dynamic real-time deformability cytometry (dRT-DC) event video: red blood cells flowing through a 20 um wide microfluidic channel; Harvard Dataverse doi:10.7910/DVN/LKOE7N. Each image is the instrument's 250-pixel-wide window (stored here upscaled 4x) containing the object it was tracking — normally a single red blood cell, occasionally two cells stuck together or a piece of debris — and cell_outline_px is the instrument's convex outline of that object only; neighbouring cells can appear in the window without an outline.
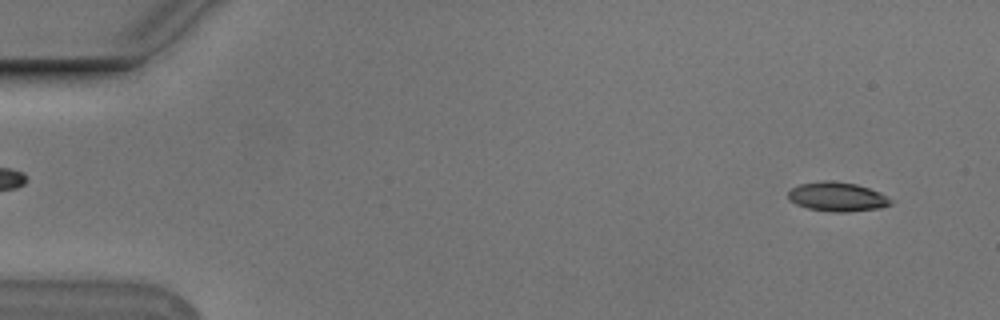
{"species": "Egyptian fruit bat (a non-hibernating species)", "species_latin": "Rousettus aegyptiacus", "temperature_condition": "cold", "stored_images_in_passage": 54, "camera_frame_rate_fps": 3000, "um_per_image_px": 0.085, "animal": {"sex": "male"}, "frame": {"image": 1, "passage_image": 3, "time_ms": 0.667, "image_size_px": [1000, 320], "cell_outline_px": [[896, 200], [892, 204], [880, 208], [848, 212], [832, 212], [808, 208], [796, 204], [788, 196], [788, 192], [792, 188], [800, 184], [824, 180], [832, 180], [856, 184], [880, 192]], "centroid_in_image_um": [71.23, 16.72], "position_along_channel_um": 13.8, "area_um2": 17.57}}
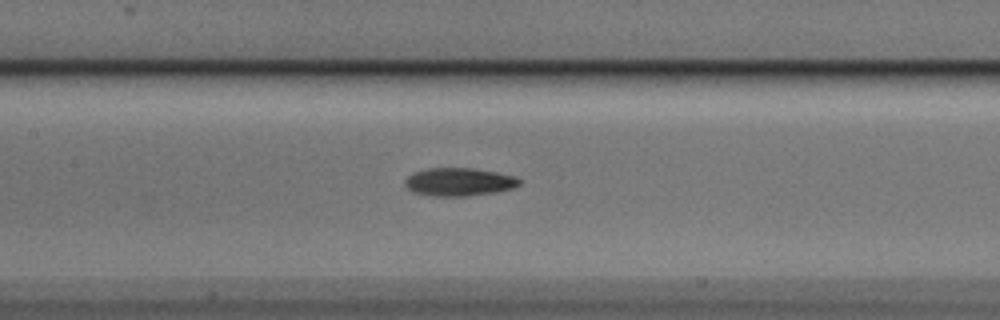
{"frame": {"image": 2, "passage_image": 25, "time_ms": 8.0, "image_size_px": [1000, 320], "cell_outline_px": [[520, 184], [512, 188], [496, 192], [468, 196], [432, 196], [412, 192], [404, 184], [404, 180], [408, 176], [416, 172], [428, 168], [472, 168], [496, 172], [516, 176], [520, 180]], "centroid_in_image_um": [39.01, 15.47], "position_along_channel_um": 168.4, "area_um2": 18.73}}
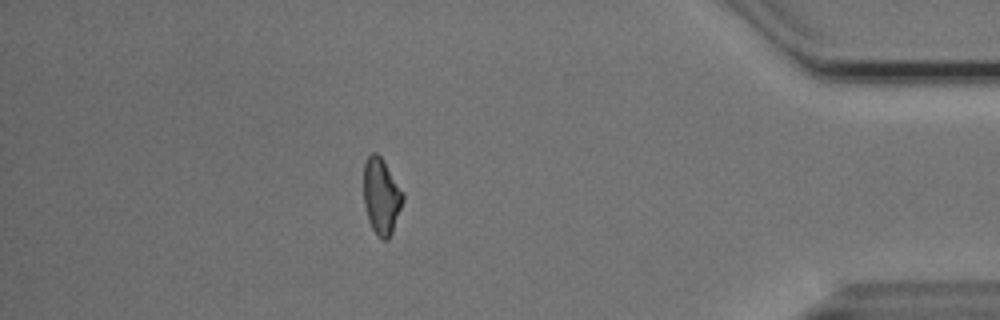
{"frame": {"image": 3, "passage_image": 47, "time_ms": 15.333, "image_size_px": [1000, 320], "cell_outline_px": [[404, 200], [392, 232], [388, 240], [380, 240], [372, 228], [368, 220], [364, 204], [364, 164], [368, 156], [372, 152], [376, 152], [380, 156], [404, 192]], "centroid_in_image_um": [32.42, 16.7], "position_along_channel_um": 402.8, "area_um2": 17.46}, "authors_computed_cell_mechanics": {"area_um2": 17.8024, "velocity_mm_per_s": 3.7664, "shape_relaxation_time_tau1_ms": 9.4652, "shape_relaxation_time_tau2_ms": 6.6553, "deformation_change_tau1": 0.2054, "deformation_change_tau2": 0.1606}}